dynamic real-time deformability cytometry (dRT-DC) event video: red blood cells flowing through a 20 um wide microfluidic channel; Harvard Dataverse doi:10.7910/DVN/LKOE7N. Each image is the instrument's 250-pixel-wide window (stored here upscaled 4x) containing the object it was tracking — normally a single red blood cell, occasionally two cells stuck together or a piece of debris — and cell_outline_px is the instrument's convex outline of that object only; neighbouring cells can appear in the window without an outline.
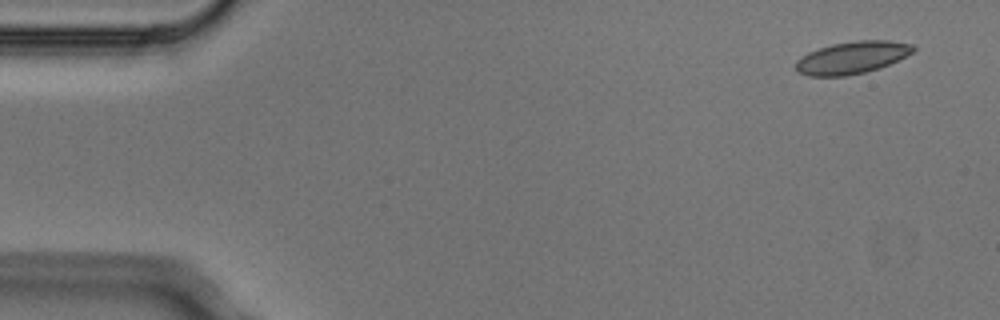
{"species": "Egyptian fruit bat (a non-hibernating species)", "species_latin": "Rousettus aegyptiacus", "temperature_condition": "cold", "stored_images_in_passage": 4, "camera_frame_rate_fps": 3000, "um_per_image_px": 0.085, "animal": {"sex": "male"}, "frame": {"image": 1, "passage_image": 1, "time_ms": 0.0, "image_size_px": [1000, 320], "cell_outline_px": [[916, 48], [912, 52], [880, 68], [864, 72], [844, 76], [808, 76], [796, 72], [796, 60], [808, 52], [832, 44], [856, 40], [888, 40], [912, 44]], "centroid_in_image_um": [72.39, 4.89], "position_along_channel_um": 12.6, "area_um2": 21.96}}
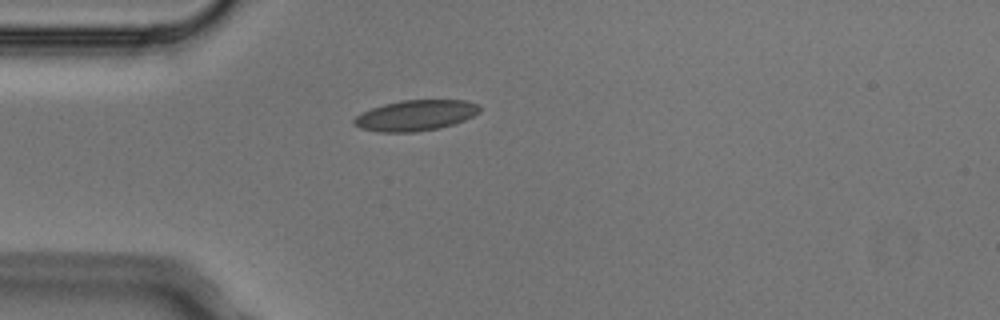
{"frame": {"image": 2, "passage_image": 4, "time_ms": 1.0, "image_size_px": [1000, 320], "cell_outline_px": [[480, 112], [464, 120], [440, 128], [416, 132], [376, 132], [360, 128], [352, 124], [352, 120], [360, 112], [384, 104], [400, 100], [464, 100], [480, 104]], "centroid_in_image_um": [35.29, 9.81], "position_along_channel_um": 49.7, "area_um2": 22.66}}